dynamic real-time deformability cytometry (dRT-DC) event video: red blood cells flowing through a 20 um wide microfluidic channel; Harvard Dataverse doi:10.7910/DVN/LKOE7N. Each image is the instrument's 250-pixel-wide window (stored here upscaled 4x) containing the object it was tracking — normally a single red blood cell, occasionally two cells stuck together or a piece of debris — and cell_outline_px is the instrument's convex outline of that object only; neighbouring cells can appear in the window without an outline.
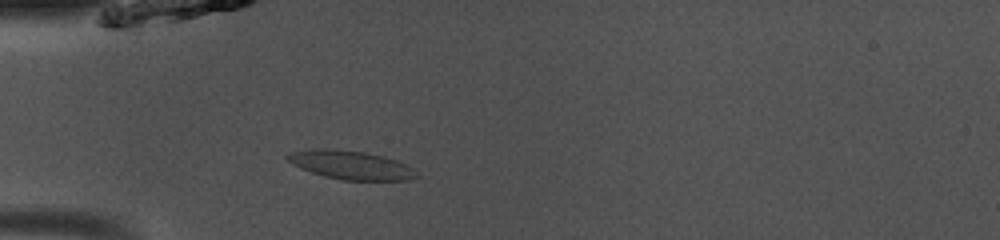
{"species": "common noctule bat (a hibernating species)", "species_latin": "Nyctalus noctula", "temperature_condition": "room temperature", "stored_images_in_passage": 49, "camera_frame_rate_fps": 3000, "um_per_image_px": 0.085, "animal": {"sex": "male", "body_mass_g": 13.0, "forearm_length_mm": 53.1}, "frame": {"image": 1, "passage_image": 15, "time_ms": 4.667, "image_size_px": [1000, 240], "cell_outline_px": [[420, 176], [408, 180], [344, 180], [324, 176], [300, 168], [292, 164], [284, 156], [292, 152], [312, 148], [364, 152], [396, 160], [408, 164], [420, 172]], "centroid_in_image_um": [29.88, 14.04], "position_along_channel_um": 55.1, "area_um2": 21.44}}
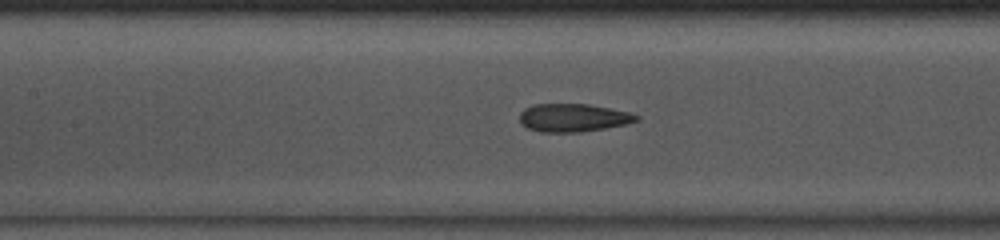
{"frame": {"image": 2, "passage_image": 23, "time_ms": 7.333, "image_size_px": [1000, 240], "cell_outline_px": [[640, 120], [628, 124], [580, 132], [540, 132], [528, 128], [520, 120], [520, 112], [524, 108], [532, 104], [588, 104], [628, 112], [640, 116]], "centroid_in_image_um": [48.73, 10.0], "position_along_channel_um": 158.7, "area_um2": 19.07}}
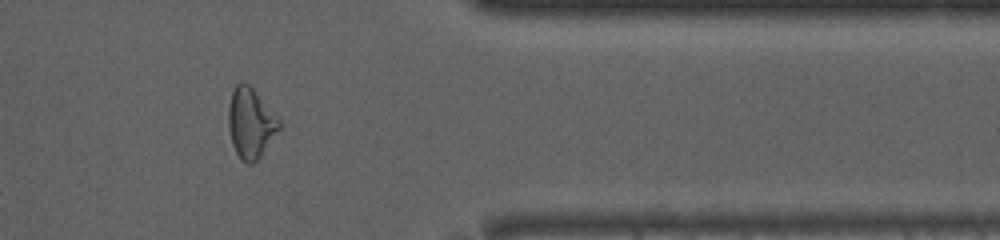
{"frame": {"image": 3, "passage_image": 41, "time_ms": 13.333, "image_size_px": [1000, 240], "cell_outline_px": [[284, 124], [260, 156], [252, 164], [248, 164], [240, 160], [232, 144], [228, 128], [228, 108], [232, 92], [236, 84], [248, 84], [252, 88]], "centroid_in_image_um": [21.31, 10.5], "position_along_channel_um": 390.1, "area_um2": 20.63}, "authors_computed_cell_mechanics": {"area_um2": 20.6924, "velocity_mm_per_s": 4.0692, "shape_relaxation_time_tau1_ms": null, "shape_relaxation_time_tau2_ms": 1.4765, "deformation_change_tau1": null, "deformation_change_tau2": 0.0918}}